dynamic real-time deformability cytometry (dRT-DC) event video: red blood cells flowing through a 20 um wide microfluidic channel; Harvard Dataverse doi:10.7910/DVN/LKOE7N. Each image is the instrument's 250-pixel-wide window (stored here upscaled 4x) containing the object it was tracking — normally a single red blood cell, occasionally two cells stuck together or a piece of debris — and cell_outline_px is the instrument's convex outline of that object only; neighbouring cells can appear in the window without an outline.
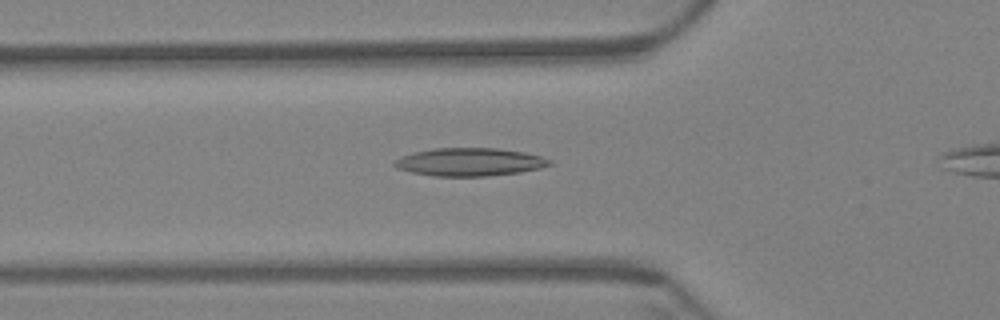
{"species": "Egyptian fruit bat (a non-hibernating species)", "species_latin": "Rousettus aegyptiacus", "temperature_condition": "warm", "stored_images_in_passage": 42, "camera_frame_rate_fps": 3000, "um_per_image_px": 0.085, "animal": {"sex": "female"}, "frame": {"image": 1, "passage_image": 11, "time_ms": 3.333, "image_size_px": [1000, 320], "cell_outline_px": [[552, 164], [540, 168], [520, 172], [488, 176], [436, 176], [412, 172], [396, 168], [392, 164], [396, 160], [412, 152], [432, 148], [496, 148], [524, 152], [540, 156], [552, 160]], "centroid_in_image_um": [39.93, 13.76], "position_along_channel_um": 85.9, "area_um2": 25.26}}
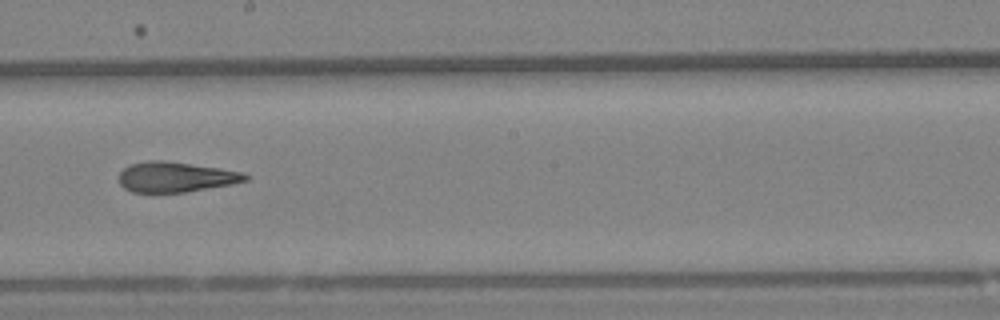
{"frame": {"image": 2, "passage_image": 24, "time_ms": 7.667, "image_size_px": [1000, 320], "cell_outline_px": [[252, 176], [248, 180], [232, 184], [184, 192], [132, 192], [124, 188], [120, 184], [120, 172], [128, 164], [148, 160], [164, 160], [220, 168], [244, 172]], "centroid_in_image_um": [14.95, 15.03], "position_along_channel_um": 233.2, "area_um2": 22.37}}
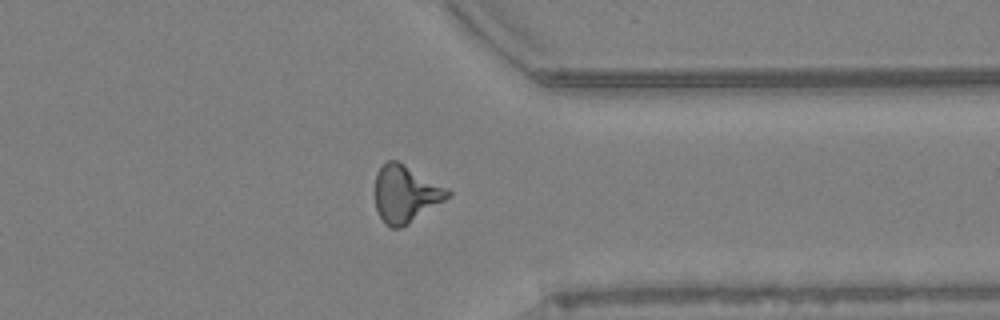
{"frame": {"image": 3, "passage_image": 37, "time_ms": 12.0, "image_size_px": [1000, 320], "cell_outline_px": [[452, 196], [408, 224], [400, 228], [392, 228], [384, 224], [376, 208], [376, 172], [384, 160], [396, 160], [448, 188], [452, 192]], "centroid_in_image_um": [34.48, 16.48], "position_along_channel_um": 376.9, "area_um2": 24.22}}